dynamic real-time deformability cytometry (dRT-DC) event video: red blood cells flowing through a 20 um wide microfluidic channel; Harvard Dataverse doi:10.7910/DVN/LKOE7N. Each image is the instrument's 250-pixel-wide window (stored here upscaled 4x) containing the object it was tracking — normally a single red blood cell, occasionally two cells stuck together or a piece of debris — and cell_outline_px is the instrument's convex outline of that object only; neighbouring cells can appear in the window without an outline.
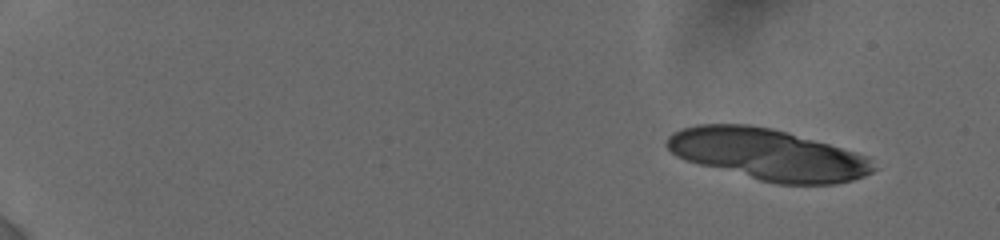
{"species": "human", "species_latin": "Homo sapiens", "temperature_condition": "cold", "stored_images_in_passage": 16, "camera_frame_rate_fps": 3000, "um_per_image_px": 0.085, "donor": {"sex": "female"}, "frame": {"image": 1, "passage_image": 3, "time_ms": 1.333, "image_size_px": [1000, 240], "cell_outline_px": [[876, 168], [872, 172], [864, 176], [852, 180], [836, 184], [776, 184], [760, 180], [684, 160], [676, 156], [668, 148], [668, 136], [672, 132], [680, 128], [696, 124], [748, 124], [772, 128], [788, 132], [856, 152], [868, 156]], "centroid_in_image_um": [65.27, 13.12], "position_along_channel_um": 19.7, "area_um2": 61.61}}
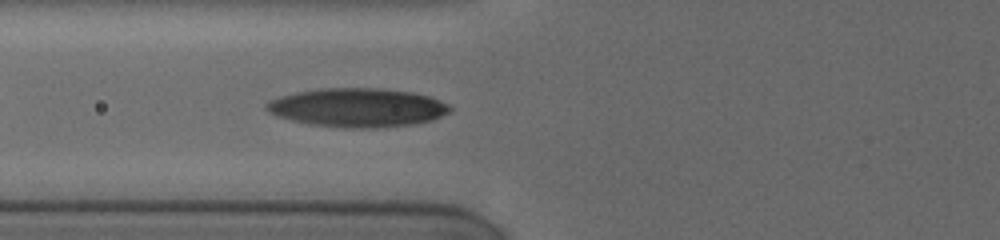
{"frame": {"image": 2, "passage_image": 16, "time_ms": 8.0, "image_size_px": [1000, 240], "cell_outline_px": [[452, 108], [448, 112], [432, 120], [412, 124], [372, 128], [348, 128], [312, 124], [292, 120], [276, 116], [268, 112], [264, 108], [264, 104], [280, 96], [296, 92], [320, 88], [380, 88], [412, 92], [428, 96], [448, 104]], "centroid_in_image_um": [30.36, 9.14], "position_along_channel_um": 95.4, "area_um2": 41.27}}